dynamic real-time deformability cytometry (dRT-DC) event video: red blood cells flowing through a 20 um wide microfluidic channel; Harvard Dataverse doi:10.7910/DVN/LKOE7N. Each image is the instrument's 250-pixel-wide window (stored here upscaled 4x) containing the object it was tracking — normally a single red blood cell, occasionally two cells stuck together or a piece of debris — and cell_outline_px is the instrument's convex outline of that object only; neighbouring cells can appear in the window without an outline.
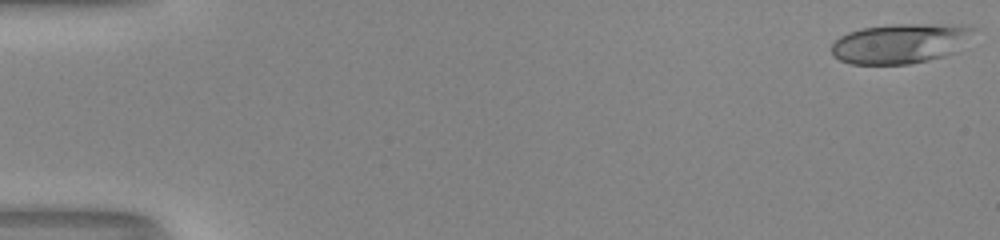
{"species": "human", "species_latin": "Homo sapiens", "temperature_condition": "room temperature", "stored_images_in_passage": 12, "camera_frame_rate_fps": 3000, "um_per_image_px": 0.085, "donor": {"sex": "male"}, "frame": {"image": 1, "passage_image": 1, "time_ms": 0.0, "image_size_px": [1000, 240], "cell_outline_px": [[980, 28], [960, 52], [928, 60], [908, 64], [848, 64], [832, 56], [832, 44], [840, 36], [848, 32], [860, 28], [896, 24], [972, 24]], "centroid_in_image_um": [76.67, 3.67], "position_along_channel_um": 8.3, "area_um2": 34.04}}